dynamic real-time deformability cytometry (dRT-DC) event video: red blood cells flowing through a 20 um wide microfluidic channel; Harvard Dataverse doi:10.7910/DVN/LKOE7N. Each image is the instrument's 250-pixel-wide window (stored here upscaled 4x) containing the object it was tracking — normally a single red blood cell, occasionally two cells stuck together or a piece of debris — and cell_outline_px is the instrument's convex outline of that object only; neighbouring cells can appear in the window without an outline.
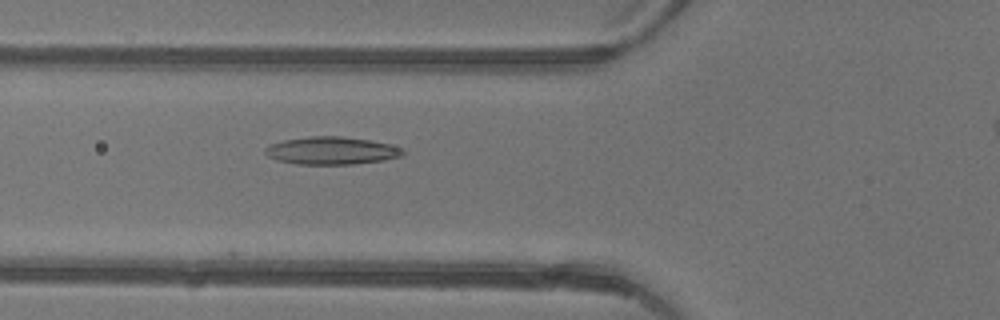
{"species": "common noctule bat (a hibernating species)", "species_latin": "Nyctalus noctula", "temperature_condition": "warm", "stored_images_in_passage": 27, "camera_frame_rate_fps": 3000, "um_per_image_px": 0.085, "animal": {"sex": "female"}, "frame": {"image": 1, "passage_image": 7, "time_ms": 2.0, "image_size_px": [1000, 320], "cell_outline_px": [[404, 152], [400, 156], [384, 160], [352, 164], [296, 164], [276, 160], [268, 156], [264, 152], [264, 148], [272, 144], [284, 140], [308, 136], [340, 136], [368, 140], [388, 144], [404, 148]], "centroid_in_image_um": [28.15, 12.8], "position_along_channel_um": 97.6, "area_um2": 22.08}}
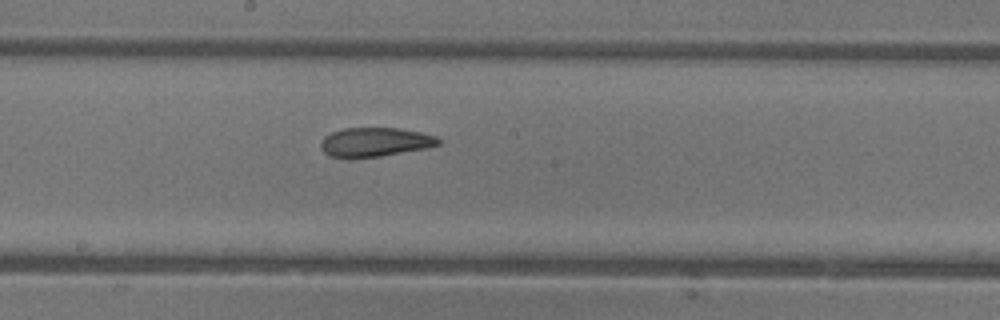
{"frame": {"image": 2, "passage_image": 15, "time_ms": 4.667, "image_size_px": [1000, 320], "cell_outline_px": [[440, 144], [428, 148], [380, 156], [328, 156], [320, 148], [320, 140], [324, 136], [332, 132], [344, 128], [400, 128], [420, 132], [436, 136], [440, 140]], "centroid_in_image_um": [31.89, 12.05], "position_along_channel_um": 216.3, "area_um2": 19.71}}
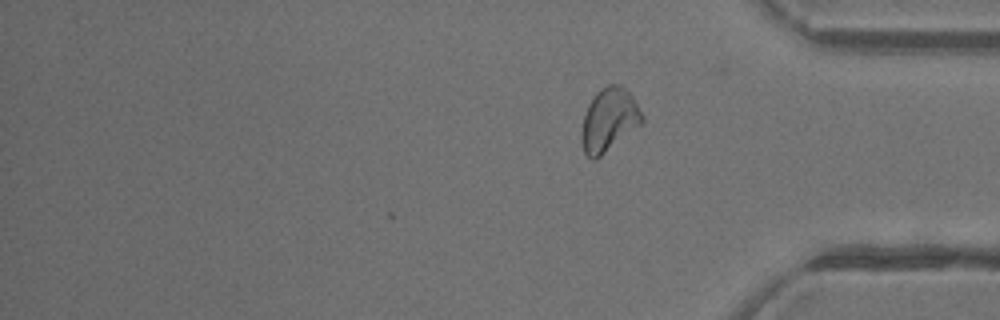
{"frame": {"image": 3, "passage_image": 27, "time_ms": 8.667, "image_size_px": [1000, 320], "cell_outline_px": [[644, 120], [640, 124], [596, 160], [592, 160], [584, 152], [580, 140], [580, 132], [584, 116], [588, 104], [596, 92], [600, 88], [608, 84], [620, 84], [632, 96], [644, 116]], "centroid_in_image_um": [51.73, 10.19], "position_along_channel_um": 383.5, "area_um2": 22.25}, "authors_computed_cell_mechanics": {"area_um2": 20.4612, "velocity_mm_per_s": 4.4262, "shape_relaxation_time_tau1_ms": 4.5197, "shape_relaxation_time_tau2_ms": 2.3714, "deformation_change_tau1": 0.1727, "deformation_change_tau2": 0.0981}}